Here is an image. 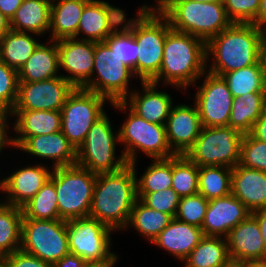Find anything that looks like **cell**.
Returning <instances> with one entry per match:
<instances>
[{
	"instance_id": "14",
	"label": "cell",
	"mask_w": 266,
	"mask_h": 267,
	"mask_svg": "<svg viewBox=\"0 0 266 267\" xmlns=\"http://www.w3.org/2000/svg\"><path fill=\"white\" fill-rule=\"evenodd\" d=\"M204 83L199 86L195 103L202 127L228 126L234 97L222 76L204 73Z\"/></svg>"
},
{
	"instance_id": "42",
	"label": "cell",
	"mask_w": 266,
	"mask_h": 267,
	"mask_svg": "<svg viewBox=\"0 0 266 267\" xmlns=\"http://www.w3.org/2000/svg\"><path fill=\"white\" fill-rule=\"evenodd\" d=\"M238 164L266 172V142L254 139L250 134L243 135Z\"/></svg>"
},
{
	"instance_id": "59",
	"label": "cell",
	"mask_w": 266,
	"mask_h": 267,
	"mask_svg": "<svg viewBox=\"0 0 266 267\" xmlns=\"http://www.w3.org/2000/svg\"><path fill=\"white\" fill-rule=\"evenodd\" d=\"M225 267H243V264L231 262L229 265Z\"/></svg>"
},
{
	"instance_id": "15",
	"label": "cell",
	"mask_w": 266,
	"mask_h": 267,
	"mask_svg": "<svg viewBox=\"0 0 266 267\" xmlns=\"http://www.w3.org/2000/svg\"><path fill=\"white\" fill-rule=\"evenodd\" d=\"M74 89L61 75L39 82H18L17 101L12 110L61 111Z\"/></svg>"
},
{
	"instance_id": "51",
	"label": "cell",
	"mask_w": 266,
	"mask_h": 267,
	"mask_svg": "<svg viewBox=\"0 0 266 267\" xmlns=\"http://www.w3.org/2000/svg\"><path fill=\"white\" fill-rule=\"evenodd\" d=\"M251 215L256 219L258 223L266 248V208L254 211L251 213Z\"/></svg>"
},
{
	"instance_id": "38",
	"label": "cell",
	"mask_w": 266,
	"mask_h": 267,
	"mask_svg": "<svg viewBox=\"0 0 266 267\" xmlns=\"http://www.w3.org/2000/svg\"><path fill=\"white\" fill-rule=\"evenodd\" d=\"M199 166L185 155L172 157V186L180 198L198 193Z\"/></svg>"
},
{
	"instance_id": "11",
	"label": "cell",
	"mask_w": 266,
	"mask_h": 267,
	"mask_svg": "<svg viewBox=\"0 0 266 267\" xmlns=\"http://www.w3.org/2000/svg\"><path fill=\"white\" fill-rule=\"evenodd\" d=\"M93 74L97 79H90L83 89L105 97L109 103L122 102L130 94L128 84L135 76L133 70L104 41L95 42Z\"/></svg>"
},
{
	"instance_id": "31",
	"label": "cell",
	"mask_w": 266,
	"mask_h": 267,
	"mask_svg": "<svg viewBox=\"0 0 266 267\" xmlns=\"http://www.w3.org/2000/svg\"><path fill=\"white\" fill-rule=\"evenodd\" d=\"M227 239L203 236L184 260L185 267H225L231 263Z\"/></svg>"
},
{
	"instance_id": "40",
	"label": "cell",
	"mask_w": 266,
	"mask_h": 267,
	"mask_svg": "<svg viewBox=\"0 0 266 267\" xmlns=\"http://www.w3.org/2000/svg\"><path fill=\"white\" fill-rule=\"evenodd\" d=\"M112 33L104 42L116 54L119 60L133 70L136 75L139 46L132 32L124 25Z\"/></svg>"
},
{
	"instance_id": "25",
	"label": "cell",
	"mask_w": 266,
	"mask_h": 267,
	"mask_svg": "<svg viewBox=\"0 0 266 267\" xmlns=\"http://www.w3.org/2000/svg\"><path fill=\"white\" fill-rule=\"evenodd\" d=\"M200 227L173 218L168 226L152 241L180 261H184L203 237Z\"/></svg>"
},
{
	"instance_id": "30",
	"label": "cell",
	"mask_w": 266,
	"mask_h": 267,
	"mask_svg": "<svg viewBox=\"0 0 266 267\" xmlns=\"http://www.w3.org/2000/svg\"><path fill=\"white\" fill-rule=\"evenodd\" d=\"M266 111V93H247L233 100L228 126L249 134L254 122Z\"/></svg>"
},
{
	"instance_id": "47",
	"label": "cell",
	"mask_w": 266,
	"mask_h": 267,
	"mask_svg": "<svg viewBox=\"0 0 266 267\" xmlns=\"http://www.w3.org/2000/svg\"><path fill=\"white\" fill-rule=\"evenodd\" d=\"M12 115L11 110L0 107V152L2 151L3 147L7 145H11L15 147L14 137H7V119L8 115Z\"/></svg>"
},
{
	"instance_id": "12",
	"label": "cell",
	"mask_w": 266,
	"mask_h": 267,
	"mask_svg": "<svg viewBox=\"0 0 266 267\" xmlns=\"http://www.w3.org/2000/svg\"><path fill=\"white\" fill-rule=\"evenodd\" d=\"M105 97L75 88L61 108V132L77 150L85 141L92 125L105 113Z\"/></svg>"
},
{
	"instance_id": "33",
	"label": "cell",
	"mask_w": 266,
	"mask_h": 267,
	"mask_svg": "<svg viewBox=\"0 0 266 267\" xmlns=\"http://www.w3.org/2000/svg\"><path fill=\"white\" fill-rule=\"evenodd\" d=\"M22 208L0 202V255L2 257L20 250Z\"/></svg>"
},
{
	"instance_id": "32",
	"label": "cell",
	"mask_w": 266,
	"mask_h": 267,
	"mask_svg": "<svg viewBox=\"0 0 266 267\" xmlns=\"http://www.w3.org/2000/svg\"><path fill=\"white\" fill-rule=\"evenodd\" d=\"M39 44L30 33L10 29L0 39V60L19 71Z\"/></svg>"
},
{
	"instance_id": "18",
	"label": "cell",
	"mask_w": 266,
	"mask_h": 267,
	"mask_svg": "<svg viewBox=\"0 0 266 267\" xmlns=\"http://www.w3.org/2000/svg\"><path fill=\"white\" fill-rule=\"evenodd\" d=\"M141 84L144 91L142 95L138 91H133L124 101L111 103L112 106L124 112L129 106L138 117L150 123L166 125L172 107L171 96L164 91L155 90L157 87L155 83L141 82Z\"/></svg>"
},
{
	"instance_id": "49",
	"label": "cell",
	"mask_w": 266,
	"mask_h": 267,
	"mask_svg": "<svg viewBox=\"0 0 266 267\" xmlns=\"http://www.w3.org/2000/svg\"><path fill=\"white\" fill-rule=\"evenodd\" d=\"M22 2L23 0H0V10L7 19L11 20Z\"/></svg>"
},
{
	"instance_id": "35",
	"label": "cell",
	"mask_w": 266,
	"mask_h": 267,
	"mask_svg": "<svg viewBox=\"0 0 266 267\" xmlns=\"http://www.w3.org/2000/svg\"><path fill=\"white\" fill-rule=\"evenodd\" d=\"M222 77L227 82L234 98L247 93H266V82L261 64L233 70L224 73Z\"/></svg>"
},
{
	"instance_id": "56",
	"label": "cell",
	"mask_w": 266,
	"mask_h": 267,
	"mask_svg": "<svg viewBox=\"0 0 266 267\" xmlns=\"http://www.w3.org/2000/svg\"><path fill=\"white\" fill-rule=\"evenodd\" d=\"M117 260H107L101 263H86L84 267H113Z\"/></svg>"
},
{
	"instance_id": "20",
	"label": "cell",
	"mask_w": 266,
	"mask_h": 267,
	"mask_svg": "<svg viewBox=\"0 0 266 267\" xmlns=\"http://www.w3.org/2000/svg\"><path fill=\"white\" fill-rule=\"evenodd\" d=\"M250 214L248 208L232 193L209 200L201 226L203 235L226 238L230 231Z\"/></svg>"
},
{
	"instance_id": "6",
	"label": "cell",
	"mask_w": 266,
	"mask_h": 267,
	"mask_svg": "<svg viewBox=\"0 0 266 267\" xmlns=\"http://www.w3.org/2000/svg\"><path fill=\"white\" fill-rule=\"evenodd\" d=\"M96 178V173L77 164L53 168L50 179L55 185L60 219L89 216Z\"/></svg>"
},
{
	"instance_id": "36",
	"label": "cell",
	"mask_w": 266,
	"mask_h": 267,
	"mask_svg": "<svg viewBox=\"0 0 266 267\" xmlns=\"http://www.w3.org/2000/svg\"><path fill=\"white\" fill-rule=\"evenodd\" d=\"M232 168L226 166H200L198 193L208 201L231 194Z\"/></svg>"
},
{
	"instance_id": "21",
	"label": "cell",
	"mask_w": 266,
	"mask_h": 267,
	"mask_svg": "<svg viewBox=\"0 0 266 267\" xmlns=\"http://www.w3.org/2000/svg\"><path fill=\"white\" fill-rule=\"evenodd\" d=\"M167 140L176 155H185L193 146L202 124L196 105H175L171 107L166 122Z\"/></svg>"
},
{
	"instance_id": "10",
	"label": "cell",
	"mask_w": 266,
	"mask_h": 267,
	"mask_svg": "<svg viewBox=\"0 0 266 267\" xmlns=\"http://www.w3.org/2000/svg\"><path fill=\"white\" fill-rule=\"evenodd\" d=\"M119 132V142L125 145L122 152L128 164L136 167V151L142 150L154 159H167L176 154L171 150L165 125L150 123L138 117L130 109Z\"/></svg>"
},
{
	"instance_id": "26",
	"label": "cell",
	"mask_w": 266,
	"mask_h": 267,
	"mask_svg": "<svg viewBox=\"0 0 266 267\" xmlns=\"http://www.w3.org/2000/svg\"><path fill=\"white\" fill-rule=\"evenodd\" d=\"M14 130L20 135L14 137L17 148L27 137L52 134L61 130V111L12 110Z\"/></svg>"
},
{
	"instance_id": "17",
	"label": "cell",
	"mask_w": 266,
	"mask_h": 267,
	"mask_svg": "<svg viewBox=\"0 0 266 267\" xmlns=\"http://www.w3.org/2000/svg\"><path fill=\"white\" fill-rule=\"evenodd\" d=\"M125 13L108 2L89 0L82 12L77 36L82 32L86 34L81 40L103 42L123 24Z\"/></svg>"
},
{
	"instance_id": "53",
	"label": "cell",
	"mask_w": 266,
	"mask_h": 267,
	"mask_svg": "<svg viewBox=\"0 0 266 267\" xmlns=\"http://www.w3.org/2000/svg\"><path fill=\"white\" fill-rule=\"evenodd\" d=\"M178 0H157V4L155 7L157 8H154V7H151L148 9L155 12V13H161L163 14L174 2H176Z\"/></svg>"
},
{
	"instance_id": "1",
	"label": "cell",
	"mask_w": 266,
	"mask_h": 267,
	"mask_svg": "<svg viewBox=\"0 0 266 267\" xmlns=\"http://www.w3.org/2000/svg\"><path fill=\"white\" fill-rule=\"evenodd\" d=\"M136 168L127 164L120 171L98 173L89 217L113 231L128 226L137 198Z\"/></svg>"
},
{
	"instance_id": "37",
	"label": "cell",
	"mask_w": 266,
	"mask_h": 267,
	"mask_svg": "<svg viewBox=\"0 0 266 267\" xmlns=\"http://www.w3.org/2000/svg\"><path fill=\"white\" fill-rule=\"evenodd\" d=\"M21 208L22 219H60L54 182L49 178L37 194Z\"/></svg>"
},
{
	"instance_id": "52",
	"label": "cell",
	"mask_w": 266,
	"mask_h": 267,
	"mask_svg": "<svg viewBox=\"0 0 266 267\" xmlns=\"http://www.w3.org/2000/svg\"><path fill=\"white\" fill-rule=\"evenodd\" d=\"M252 24L266 31V28H264L266 26V0H260L257 17Z\"/></svg>"
},
{
	"instance_id": "19",
	"label": "cell",
	"mask_w": 266,
	"mask_h": 267,
	"mask_svg": "<svg viewBox=\"0 0 266 267\" xmlns=\"http://www.w3.org/2000/svg\"><path fill=\"white\" fill-rule=\"evenodd\" d=\"M232 262L245 264L266 262V248L256 219L250 214L226 237Z\"/></svg>"
},
{
	"instance_id": "16",
	"label": "cell",
	"mask_w": 266,
	"mask_h": 267,
	"mask_svg": "<svg viewBox=\"0 0 266 267\" xmlns=\"http://www.w3.org/2000/svg\"><path fill=\"white\" fill-rule=\"evenodd\" d=\"M59 68L70 75L64 77L74 88H83L93 78L95 42L66 38L57 41Z\"/></svg>"
},
{
	"instance_id": "5",
	"label": "cell",
	"mask_w": 266,
	"mask_h": 267,
	"mask_svg": "<svg viewBox=\"0 0 266 267\" xmlns=\"http://www.w3.org/2000/svg\"><path fill=\"white\" fill-rule=\"evenodd\" d=\"M163 15L172 29L198 37L205 43L232 24L223 2L178 0Z\"/></svg>"
},
{
	"instance_id": "22",
	"label": "cell",
	"mask_w": 266,
	"mask_h": 267,
	"mask_svg": "<svg viewBox=\"0 0 266 267\" xmlns=\"http://www.w3.org/2000/svg\"><path fill=\"white\" fill-rule=\"evenodd\" d=\"M51 173L46 166H27L0 180V190L8 194L5 203L22 207L37 194Z\"/></svg>"
},
{
	"instance_id": "45",
	"label": "cell",
	"mask_w": 266,
	"mask_h": 267,
	"mask_svg": "<svg viewBox=\"0 0 266 267\" xmlns=\"http://www.w3.org/2000/svg\"><path fill=\"white\" fill-rule=\"evenodd\" d=\"M232 23H252L257 17L260 0H223Z\"/></svg>"
},
{
	"instance_id": "29",
	"label": "cell",
	"mask_w": 266,
	"mask_h": 267,
	"mask_svg": "<svg viewBox=\"0 0 266 267\" xmlns=\"http://www.w3.org/2000/svg\"><path fill=\"white\" fill-rule=\"evenodd\" d=\"M52 0H23L10 20L14 31L43 35L50 28Z\"/></svg>"
},
{
	"instance_id": "46",
	"label": "cell",
	"mask_w": 266,
	"mask_h": 267,
	"mask_svg": "<svg viewBox=\"0 0 266 267\" xmlns=\"http://www.w3.org/2000/svg\"><path fill=\"white\" fill-rule=\"evenodd\" d=\"M9 262L10 267H54L49 262L42 261L36 256L23 252L22 250L15 251L12 254L4 256Z\"/></svg>"
},
{
	"instance_id": "8",
	"label": "cell",
	"mask_w": 266,
	"mask_h": 267,
	"mask_svg": "<svg viewBox=\"0 0 266 267\" xmlns=\"http://www.w3.org/2000/svg\"><path fill=\"white\" fill-rule=\"evenodd\" d=\"M243 134L230 126L202 127L185 156L200 166L234 168L240 159Z\"/></svg>"
},
{
	"instance_id": "27",
	"label": "cell",
	"mask_w": 266,
	"mask_h": 267,
	"mask_svg": "<svg viewBox=\"0 0 266 267\" xmlns=\"http://www.w3.org/2000/svg\"><path fill=\"white\" fill-rule=\"evenodd\" d=\"M48 43H40L28 61L18 71L19 82H39L58 77L59 53L57 41L50 40Z\"/></svg>"
},
{
	"instance_id": "34",
	"label": "cell",
	"mask_w": 266,
	"mask_h": 267,
	"mask_svg": "<svg viewBox=\"0 0 266 267\" xmlns=\"http://www.w3.org/2000/svg\"><path fill=\"white\" fill-rule=\"evenodd\" d=\"M172 219L169 214L154 210L137 199L133 205L128 225L133 226L152 243Z\"/></svg>"
},
{
	"instance_id": "9",
	"label": "cell",
	"mask_w": 266,
	"mask_h": 267,
	"mask_svg": "<svg viewBox=\"0 0 266 267\" xmlns=\"http://www.w3.org/2000/svg\"><path fill=\"white\" fill-rule=\"evenodd\" d=\"M20 250L54 265L70 253L67 222L22 219Z\"/></svg>"
},
{
	"instance_id": "60",
	"label": "cell",
	"mask_w": 266,
	"mask_h": 267,
	"mask_svg": "<svg viewBox=\"0 0 266 267\" xmlns=\"http://www.w3.org/2000/svg\"><path fill=\"white\" fill-rule=\"evenodd\" d=\"M192 1H198V2H222L223 0H192Z\"/></svg>"
},
{
	"instance_id": "57",
	"label": "cell",
	"mask_w": 266,
	"mask_h": 267,
	"mask_svg": "<svg viewBox=\"0 0 266 267\" xmlns=\"http://www.w3.org/2000/svg\"><path fill=\"white\" fill-rule=\"evenodd\" d=\"M243 267H266V262L245 263Z\"/></svg>"
},
{
	"instance_id": "24",
	"label": "cell",
	"mask_w": 266,
	"mask_h": 267,
	"mask_svg": "<svg viewBox=\"0 0 266 267\" xmlns=\"http://www.w3.org/2000/svg\"><path fill=\"white\" fill-rule=\"evenodd\" d=\"M231 193L251 213L266 208V172L237 164L232 168Z\"/></svg>"
},
{
	"instance_id": "54",
	"label": "cell",
	"mask_w": 266,
	"mask_h": 267,
	"mask_svg": "<svg viewBox=\"0 0 266 267\" xmlns=\"http://www.w3.org/2000/svg\"><path fill=\"white\" fill-rule=\"evenodd\" d=\"M260 62L263 69V74L266 82V31L262 37L261 41V52H260Z\"/></svg>"
},
{
	"instance_id": "3",
	"label": "cell",
	"mask_w": 266,
	"mask_h": 267,
	"mask_svg": "<svg viewBox=\"0 0 266 267\" xmlns=\"http://www.w3.org/2000/svg\"><path fill=\"white\" fill-rule=\"evenodd\" d=\"M206 63V43L171 28L166 35L159 74L151 82L157 85L162 78L166 84L184 90L204 76Z\"/></svg>"
},
{
	"instance_id": "4",
	"label": "cell",
	"mask_w": 266,
	"mask_h": 267,
	"mask_svg": "<svg viewBox=\"0 0 266 267\" xmlns=\"http://www.w3.org/2000/svg\"><path fill=\"white\" fill-rule=\"evenodd\" d=\"M148 7L143 5L137 18L129 21L125 15L123 20L139 46L136 76L141 82H151L159 74L166 35L171 29L169 20L163 14L155 13Z\"/></svg>"
},
{
	"instance_id": "50",
	"label": "cell",
	"mask_w": 266,
	"mask_h": 267,
	"mask_svg": "<svg viewBox=\"0 0 266 267\" xmlns=\"http://www.w3.org/2000/svg\"><path fill=\"white\" fill-rule=\"evenodd\" d=\"M86 262L72 253L67 254L54 264V267H84Z\"/></svg>"
},
{
	"instance_id": "43",
	"label": "cell",
	"mask_w": 266,
	"mask_h": 267,
	"mask_svg": "<svg viewBox=\"0 0 266 267\" xmlns=\"http://www.w3.org/2000/svg\"><path fill=\"white\" fill-rule=\"evenodd\" d=\"M140 199L148 207L175 217L180 197L173 188L159 190L153 193H137Z\"/></svg>"
},
{
	"instance_id": "55",
	"label": "cell",
	"mask_w": 266,
	"mask_h": 267,
	"mask_svg": "<svg viewBox=\"0 0 266 267\" xmlns=\"http://www.w3.org/2000/svg\"><path fill=\"white\" fill-rule=\"evenodd\" d=\"M11 29L10 20L0 10V39Z\"/></svg>"
},
{
	"instance_id": "13",
	"label": "cell",
	"mask_w": 266,
	"mask_h": 267,
	"mask_svg": "<svg viewBox=\"0 0 266 267\" xmlns=\"http://www.w3.org/2000/svg\"><path fill=\"white\" fill-rule=\"evenodd\" d=\"M66 222L70 253L81 257L86 263L118 260L110 251L113 230L104 223L89 216Z\"/></svg>"
},
{
	"instance_id": "39",
	"label": "cell",
	"mask_w": 266,
	"mask_h": 267,
	"mask_svg": "<svg viewBox=\"0 0 266 267\" xmlns=\"http://www.w3.org/2000/svg\"><path fill=\"white\" fill-rule=\"evenodd\" d=\"M172 186V157L154 159L143 176L137 179V193H153Z\"/></svg>"
},
{
	"instance_id": "48",
	"label": "cell",
	"mask_w": 266,
	"mask_h": 267,
	"mask_svg": "<svg viewBox=\"0 0 266 267\" xmlns=\"http://www.w3.org/2000/svg\"><path fill=\"white\" fill-rule=\"evenodd\" d=\"M249 134L254 139L266 142V111L254 122Z\"/></svg>"
},
{
	"instance_id": "23",
	"label": "cell",
	"mask_w": 266,
	"mask_h": 267,
	"mask_svg": "<svg viewBox=\"0 0 266 267\" xmlns=\"http://www.w3.org/2000/svg\"><path fill=\"white\" fill-rule=\"evenodd\" d=\"M17 148L36 157L55 160L52 168L72 166L77 160V150L61 130L52 134L27 137Z\"/></svg>"
},
{
	"instance_id": "58",
	"label": "cell",
	"mask_w": 266,
	"mask_h": 267,
	"mask_svg": "<svg viewBox=\"0 0 266 267\" xmlns=\"http://www.w3.org/2000/svg\"><path fill=\"white\" fill-rule=\"evenodd\" d=\"M0 267H10L9 262L4 257L0 259Z\"/></svg>"
},
{
	"instance_id": "41",
	"label": "cell",
	"mask_w": 266,
	"mask_h": 267,
	"mask_svg": "<svg viewBox=\"0 0 266 267\" xmlns=\"http://www.w3.org/2000/svg\"><path fill=\"white\" fill-rule=\"evenodd\" d=\"M209 201L200 193L179 200L175 219L196 227L203 224Z\"/></svg>"
},
{
	"instance_id": "44",
	"label": "cell",
	"mask_w": 266,
	"mask_h": 267,
	"mask_svg": "<svg viewBox=\"0 0 266 267\" xmlns=\"http://www.w3.org/2000/svg\"><path fill=\"white\" fill-rule=\"evenodd\" d=\"M18 71L0 60V107L12 111L18 96Z\"/></svg>"
},
{
	"instance_id": "7",
	"label": "cell",
	"mask_w": 266,
	"mask_h": 267,
	"mask_svg": "<svg viewBox=\"0 0 266 267\" xmlns=\"http://www.w3.org/2000/svg\"><path fill=\"white\" fill-rule=\"evenodd\" d=\"M112 130L110 120L104 113L92 125L85 141L77 149L76 164L96 174L117 172L126 166L128 163L123 154L115 158L119 132L113 133Z\"/></svg>"
},
{
	"instance_id": "2",
	"label": "cell",
	"mask_w": 266,
	"mask_h": 267,
	"mask_svg": "<svg viewBox=\"0 0 266 267\" xmlns=\"http://www.w3.org/2000/svg\"><path fill=\"white\" fill-rule=\"evenodd\" d=\"M264 30L252 23H232L206 43V61L214 56L207 72L224 73L261 64L260 52Z\"/></svg>"
},
{
	"instance_id": "28",
	"label": "cell",
	"mask_w": 266,
	"mask_h": 267,
	"mask_svg": "<svg viewBox=\"0 0 266 267\" xmlns=\"http://www.w3.org/2000/svg\"><path fill=\"white\" fill-rule=\"evenodd\" d=\"M55 1L56 4H54ZM89 0H52L50 30L51 40L76 38L78 24Z\"/></svg>"
}]
</instances>
